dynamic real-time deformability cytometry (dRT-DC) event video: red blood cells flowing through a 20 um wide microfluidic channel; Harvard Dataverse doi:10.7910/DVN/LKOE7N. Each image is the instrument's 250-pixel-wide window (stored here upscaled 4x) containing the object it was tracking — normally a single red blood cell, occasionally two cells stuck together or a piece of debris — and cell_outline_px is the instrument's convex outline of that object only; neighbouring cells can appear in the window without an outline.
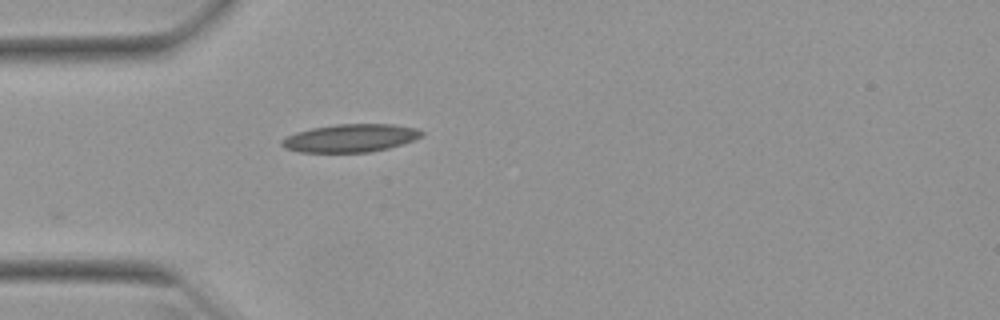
{"species": "Egyptian fruit bat (a non-hibernating species)", "species_latin": "Rousettus aegyptiacus", "temperature_condition": "warm", "stored_images_in_passage": 31, "camera_frame_rate_fps": 3000, "um_per_image_px": 0.085, "animal": {"sex": "female"}, "frame": {"image": 1, "passage_image": 1, "time_ms": 0.0, "image_size_px": [1000, 320], "cell_outline_px": [[424, 136], [388, 148], [368, 152], [300, 152], [284, 148], [280, 144], [280, 140], [296, 132], [312, 128], [336, 124], [392, 124], [416, 128], [424, 132]], "centroid_in_image_um": [29.77, 11.73], "position_along_channel_um": 55.2, "area_um2": 22.72}}
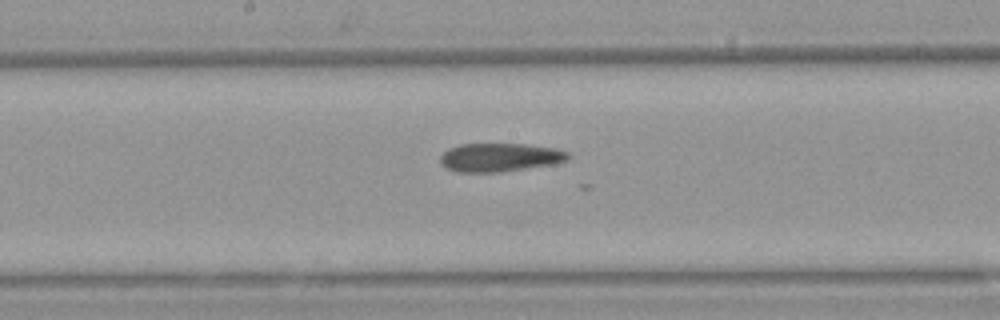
{"frame": {"image": 2, "passage_image": 13, "time_ms": 4.0, "image_size_px": [1000, 320], "cell_outline_px": [[572, 156], [568, 160], [556, 164], [500, 172], [456, 172], [440, 164], [440, 156], [448, 148], [460, 144], [524, 144], [556, 148], [568, 152]], "centroid_in_image_um": [42.51, 13.38], "position_along_channel_um": 205.7, "area_um2": 21.44}}
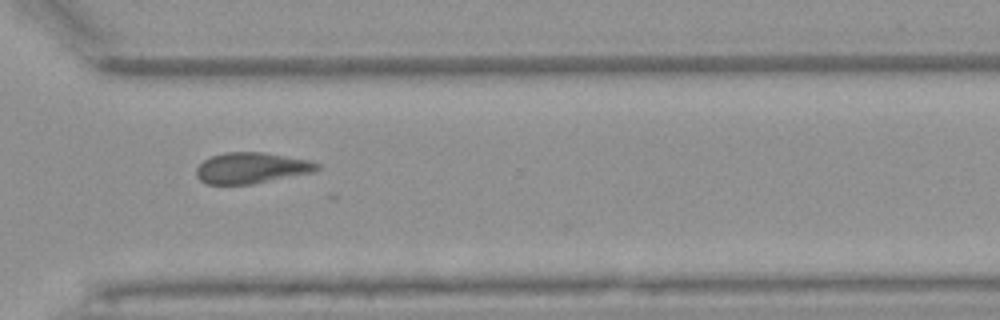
{"frame": {"image": 3, "passage_image": 24, "time_ms": 7.667, "image_size_px": [1000, 320], "cell_outline_px": [[320, 168], [312, 172], [252, 184], [208, 184], [200, 180], [196, 176], [196, 168], [204, 160], [212, 156], [224, 152], [264, 152], [308, 160], [320, 164]], "centroid_in_image_um": [21.35, 14.27], "position_along_channel_um": 349.2, "area_um2": 21.62}}